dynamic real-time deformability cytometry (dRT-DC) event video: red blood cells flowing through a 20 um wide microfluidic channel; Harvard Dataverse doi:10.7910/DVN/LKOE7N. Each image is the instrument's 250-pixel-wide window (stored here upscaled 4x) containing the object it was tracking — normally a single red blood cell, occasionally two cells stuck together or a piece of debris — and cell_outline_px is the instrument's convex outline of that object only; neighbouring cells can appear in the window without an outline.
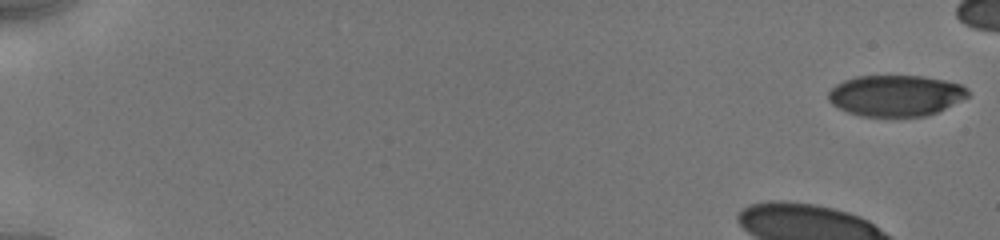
{"species": "human", "species_latin": "Homo sapiens", "temperature_condition": "cold", "stored_images_in_passage": 10, "camera_frame_rate_fps": 3000, "um_per_image_px": 0.085, "donor": {"sex": "male"}, "frame": {"image": 1, "passage_image": 1, "time_ms": 0.0, "image_size_px": [1000, 240], "cell_outline_px": [[968, 96], [936, 112], [924, 116], [860, 116], [836, 108], [828, 100], [828, 92], [836, 84], [844, 80], [856, 76], [924, 76], [944, 80], [960, 84], [968, 88]], "centroid_in_image_um": [76.09, 8.12], "position_along_channel_um": 8.9, "area_um2": 33.35}}
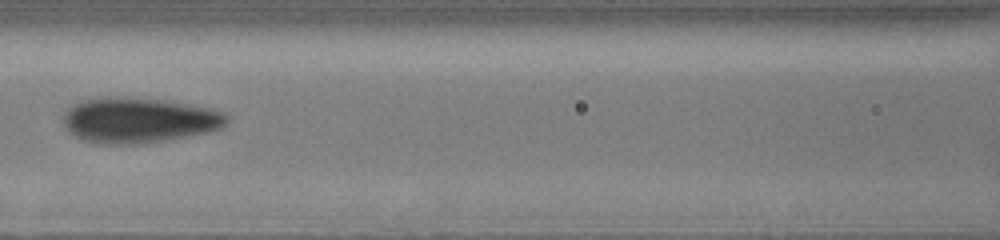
{"frame": {"image": 2, "passage_image": 9, "time_ms": 8.667, "image_size_px": [1000, 240], "cell_outline_px": [[228, 124], [224, 128], [208, 132], [168, 140], [140, 144], [96, 144], [80, 140], [68, 132], [64, 124], [64, 116], [68, 108], [84, 100], [104, 96], [116, 96], [164, 100], [188, 104], [208, 108], [224, 112], [228, 116]], "centroid_in_image_um": [11.81, 10.23], "position_along_channel_um": 154.8, "area_um2": 43.64}}
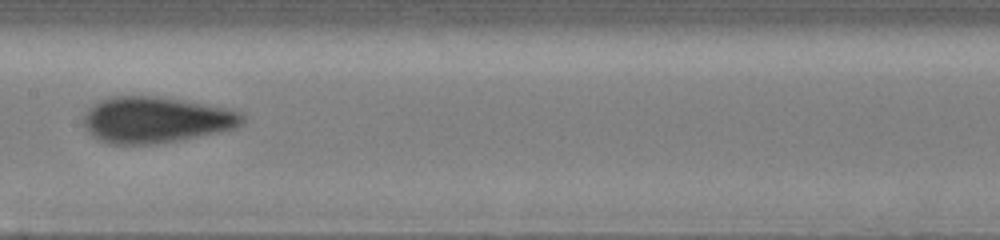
{"frame": {"image": 3, "passage_image": 10, "time_ms": 9.667, "image_size_px": [1000, 240], "cell_outline_px": [[244, 124], [236, 128], [220, 132], [180, 140], [156, 144], [108, 144], [92, 136], [88, 132], [84, 124], [84, 116], [88, 108], [92, 104], [100, 100], [112, 96], [160, 96], [224, 108], [240, 112], [244, 116]], "centroid_in_image_um": [13.23, 10.19], "position_along_channel_um": 194.2, "area_um2": 42.77}}